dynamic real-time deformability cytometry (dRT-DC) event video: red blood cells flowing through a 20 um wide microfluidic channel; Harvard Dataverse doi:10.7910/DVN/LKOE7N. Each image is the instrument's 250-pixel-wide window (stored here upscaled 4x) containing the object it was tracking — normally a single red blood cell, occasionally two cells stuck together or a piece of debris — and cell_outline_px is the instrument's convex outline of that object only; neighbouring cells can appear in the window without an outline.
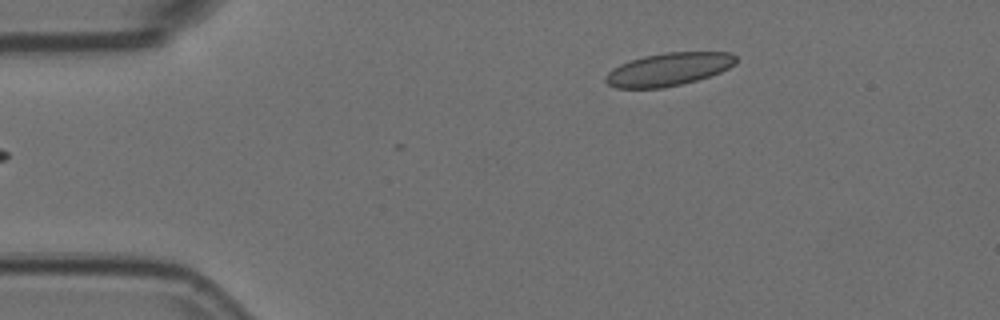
{"species": "Egyptian fruit bat (a non-hibernating species)", "species_latin": "Rousettus aegyptiacus", "temperature_condition": "room temperature", "stored_images_in_passage": 3, "camera_frame_rate_fps": 3000, "um_per_image_px": 0.085, "animal": {"sex": "female"}, "frame": {"image": 1, "passage_image": 1, "time_ms": 0.0, "image_size_px": [1000, 320], "cell_outline_px": [[736, 64], [720, 72], [696, 80], [680, 84], [660, 88], [616, 88], [608, 84], [604, 80], [604, 76], [612, 68], [620, 64], [644, 56], [664, 52], [732, 52], [736, 56]], "centroid_in_image_um": [56.81, 5.88], "position_along_channel_um": 28.2, "area_um2": 24.97}}